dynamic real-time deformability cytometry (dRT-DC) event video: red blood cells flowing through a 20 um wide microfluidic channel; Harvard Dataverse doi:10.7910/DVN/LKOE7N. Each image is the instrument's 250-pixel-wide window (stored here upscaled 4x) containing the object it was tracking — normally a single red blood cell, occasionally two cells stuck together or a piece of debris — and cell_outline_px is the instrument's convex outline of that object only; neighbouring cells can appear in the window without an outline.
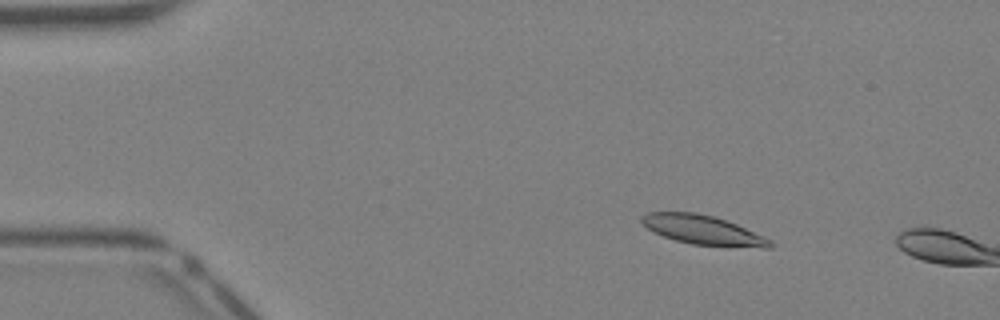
{"species": "Egyptian fruit bat (a non-hibernating species)", "species_latin": "Rousettus aegyptiacus", "temperature_condition": "warm", "stored_images_in_passage": 9, "camera_frame_rate_fps": 3000, "um_per_image_px": 0.085, "animal": {"sex": "female"}, "frame": {"image": 1, "passage_image": 7, "time_ms": 2.0, "image_size_px": [1000, 320], "cell_outline_px": [[776, 244], [772, 248], [728, 248], [692, 244], [676, 240], [664, 236], [648, 228], [640, 220], [640, 216], [648, 212], [696, 212], [712, 216], [736, 224], [764, 236], [772, 240]], "centroid_in_image_um": [59.84, 19.58], "position_along_channel_um": 25.2, "area_um2": 22.25}}